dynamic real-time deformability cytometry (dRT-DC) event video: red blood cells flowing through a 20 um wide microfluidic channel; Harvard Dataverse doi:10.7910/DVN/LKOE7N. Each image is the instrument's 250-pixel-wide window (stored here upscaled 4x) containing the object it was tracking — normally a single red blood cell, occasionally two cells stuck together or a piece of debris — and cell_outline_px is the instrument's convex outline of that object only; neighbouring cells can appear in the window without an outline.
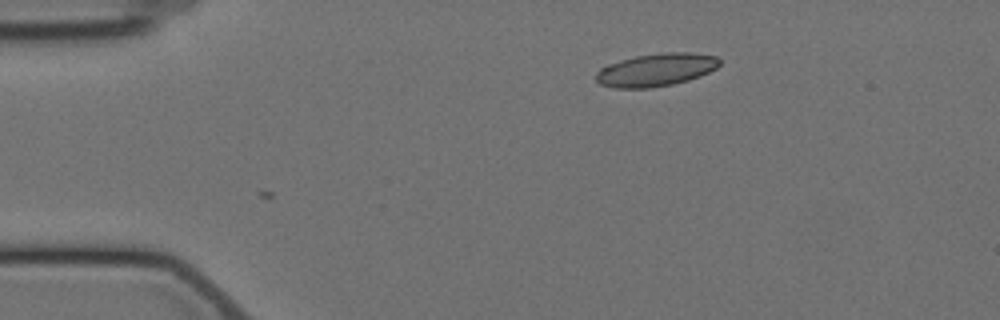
{"species": "Egyptian fruit bat (a non-hibernating species)", "species_latin": "Rousettus aegyptiacus", "temperature_condition": "cold", "stored_images_in_passage": 3, "camera_frame_rate_fps": 3000, "um_per_image_px": 0.085, "animal": {"sex": "female"}, "frame": {"image": 1, "passage_image": 3, "time_ms": 3.0, "image_size_px": [1000, 320], "cell_outline_px": [[720, 64], [716, 68], [700, 76], [688, 80], [672, 84], [648, 88], [616, 88], [600, 84], [596, 80], [596, 72], [600, 68], [608, 64], [620, 60], [636, 56], [664, 52], [692, 52], [716, 56], [720, 60]], "centroid_in_image_um": [55.76, 5.93], "position_along_channel_um": 29.2, "area_um2": 23.64}}